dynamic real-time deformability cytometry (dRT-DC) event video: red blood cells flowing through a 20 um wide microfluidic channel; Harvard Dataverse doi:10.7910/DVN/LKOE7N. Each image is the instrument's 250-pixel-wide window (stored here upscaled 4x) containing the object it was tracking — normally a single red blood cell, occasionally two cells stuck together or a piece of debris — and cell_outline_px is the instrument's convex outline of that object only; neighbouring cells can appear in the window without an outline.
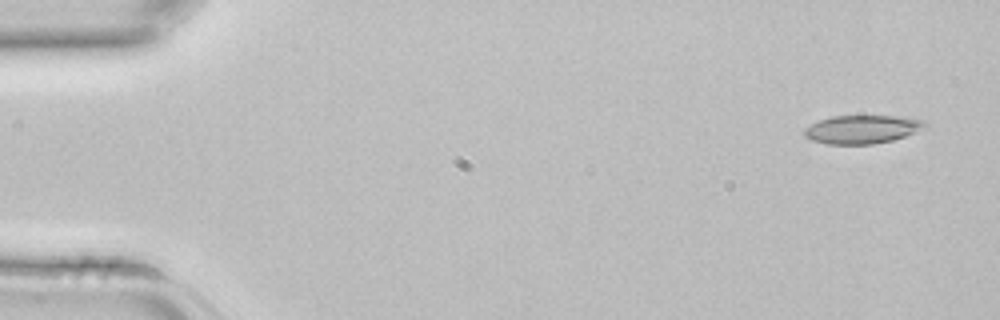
{"species": "common noctule bat (a hibernating species)", "species_latin": "Nyctalus noctula", "temperature_condition": "room temperature", "stored_images_in_passage": 4, "camera_frame_rate_fps": 3000, "um_per_image_px": 0.085, "animal": {"sex": "female", "body_mass_g": 22.7, "forearm_length_mm": 54.2}, "frame": {"image": 1, "passage_image": 1, "time_ms": 0.0, "image_size_px": [1000, 320], "cell_outline_px": [[928, 128], [892, 140], [872, 144], [828, 144], [812, 140], [804, 136], [804, 128], [820, 120], [832, 116], [900, 116], [924, 120], [928, 124]], "centroid_in_image_um": [73.32, 10.99], "position_along_channel_um": 11.7, "area_um2": 20.0}}
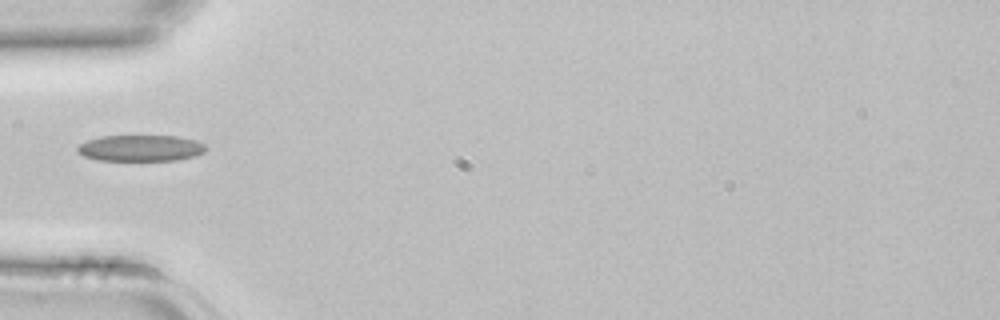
{"frame": {"image": 2, "passage_image": 4, "time_ms": 1.0, "image_size_px": [1000, 320], "cell_outline_px": [[208, 148], [204, 152], [196, 156], [176, 160], [96, 160], [84, 156], [76, 152], [76, 148], [80, 144], [88, 140], [100, 136], [176, 136], [196, 140], [204, 144]], "centroid_in_image_um": [11.96, 12.59], "position_along_channel_um": 73.0, "area_um2": 19.71}}